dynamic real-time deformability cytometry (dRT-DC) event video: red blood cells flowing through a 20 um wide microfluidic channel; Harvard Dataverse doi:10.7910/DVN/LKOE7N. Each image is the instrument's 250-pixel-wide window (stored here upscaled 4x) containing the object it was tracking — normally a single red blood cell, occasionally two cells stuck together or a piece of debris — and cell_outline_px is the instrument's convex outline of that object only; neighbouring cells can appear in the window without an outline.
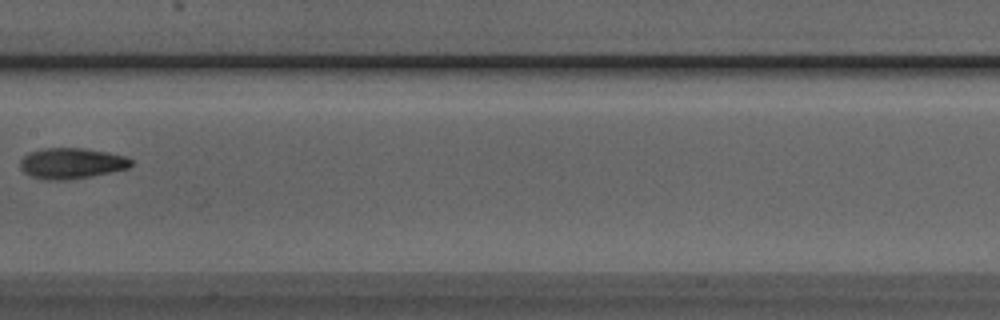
{"species": "Egyptian fruit bat (a non-hibernating species)", "species_latin": "Rousettus aegyptiacus", "temperature_condition": "room temperature", "stored_images_in_passage": 4, "camera_frame_rate_fps": 3000, "um_per_image_px": 0.085, "animal": {"sex": "male"}, "frame": {"image": 1, "passage_image": 4, "time_ms": 1.0, "image_size_px": [1000, 320], "cell_outline_px": [[132, 164], [128, 168], [92, 176], [64, 180], [44, 180], [32, 176], [24, 172], [20, 168], [20, 160], [28, 152], [44, 148], [84, 148], [108, 152], [128, 156], [132, 160]], "centroid_in_image_um": [6.08, 13.87], "position_along_channel_um": 201.3, "area_um2": 20.0}}